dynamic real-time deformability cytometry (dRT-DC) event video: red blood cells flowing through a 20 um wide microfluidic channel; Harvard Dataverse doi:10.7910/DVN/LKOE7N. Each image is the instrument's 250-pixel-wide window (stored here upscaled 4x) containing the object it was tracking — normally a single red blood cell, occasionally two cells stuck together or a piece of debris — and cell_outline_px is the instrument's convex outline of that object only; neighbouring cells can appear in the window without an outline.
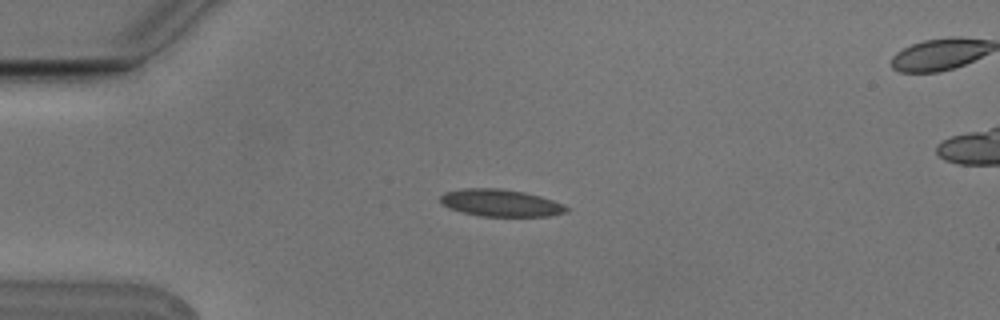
{"species": "Egyptian fruit bat (a non-hibernating species)", "species_latin": "Rousettus aegyptiacus", "temperature_condition": "cold", "stored_images_in_passage": 4, "camera_frame_rate_fps": 3000, "um_per_image_px": 0.085, "animal": {"sex": "male"}, "frame": {"image": 1, "passage_image": 3, "time_ms": 0.667, "image_size_px": [1000, 320], "cell_outline_px": [[568, 212], [548, 216], [480, 216], [448, 208], [440, 204], [440, 196], [444, 192], [464, 188], [500, 188], [524, 192], [540, 196], [564, 204], [568, 208]], "centroid_in_image_um": [42.53, 17.24], "position_along_channel_um": 42.5, "area_um2": 20.0}}